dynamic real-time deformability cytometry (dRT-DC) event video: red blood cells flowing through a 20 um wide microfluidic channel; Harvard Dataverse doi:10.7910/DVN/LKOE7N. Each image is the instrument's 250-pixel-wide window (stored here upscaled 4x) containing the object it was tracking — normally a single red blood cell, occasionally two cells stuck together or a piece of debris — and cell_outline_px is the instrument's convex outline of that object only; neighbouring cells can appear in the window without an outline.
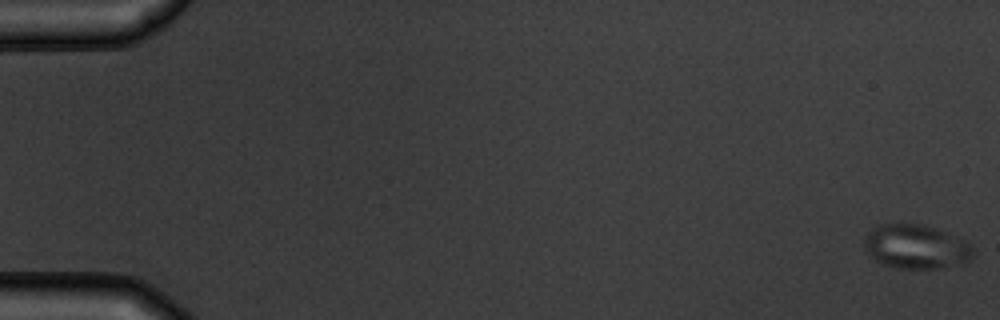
{"species": "common noctule bat (a hibernating species)", "species_latin": "Nyctalus noctula", "temperature_condition": "warm", "stored_images_in_passage": 6, "camera_frame_rate_fps": 3000, "um_per_image_px": 0.085, "animal": {"sex": "male", "body_mass_g": 19.5, "forearm_length_mm": 54.6}, "frame": {"image": 1, "passage_image": 1, "time_ms": 0.0, "image_size_px": [1000, 320], "cell_outline_px": [[976, 252], [972, 260], [964, 264], [940, 268], [896, 268], [884, 264], [876, 260], [864, 252], [864, 236], [872, 228], [880, 224], [924, 224], [936, 228], [968, 244]], "centroid_in_image_um": [77.84, 20.98], "position_along_channel_um": 7.2, "area_um2": 28.09}}